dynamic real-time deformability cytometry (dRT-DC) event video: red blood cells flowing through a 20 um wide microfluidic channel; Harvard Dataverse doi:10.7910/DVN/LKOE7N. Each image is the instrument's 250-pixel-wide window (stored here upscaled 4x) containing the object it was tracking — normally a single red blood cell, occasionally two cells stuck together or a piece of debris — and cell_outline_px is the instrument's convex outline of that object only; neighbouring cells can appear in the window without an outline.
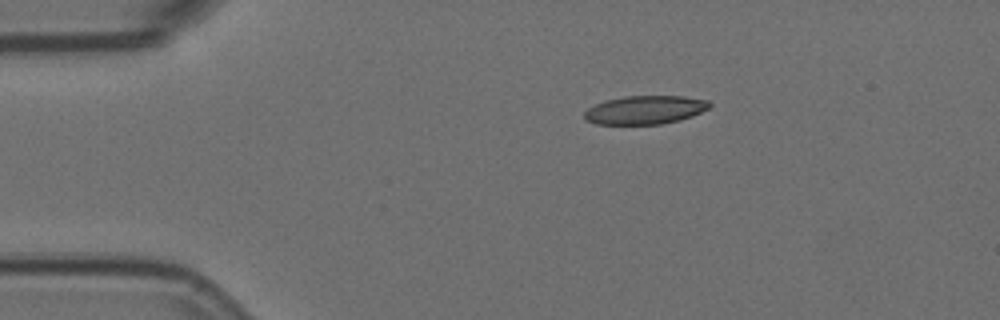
{"species": "Egyptian fruit bat (a non-hibernating species)", "species_latin": "Rousettus aegyptiacus", "temperature_condition": "room temperature", "stored_images_in_passage": 38, "camera_frame_rate_fps": 3000, "um_per_image_px": 0.085, "animal": {"sex": "female"}, "frame": {"image": 1, "passage_image": 1, "time_ms": 0.0, "image_size_px": [1000, 320], "cell_outline_px": [[712, 104], [708, 108], [692, 116], [680, 120], [660, 124], [596, 124], [584, 120], [584, 112], [588, 108], [604, 100], [624, 96], [684, 96], [708, 100]], "centroid_in_image_um": [54.81, 9.34], "position_along_channel_um": 30.2, "area_um2": 20.87}}
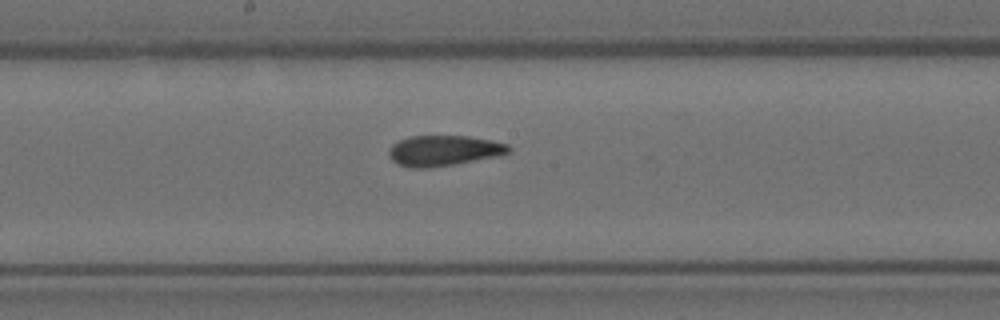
{"frame": {"image": 2, "passage_image": 20, "time_ms": 6.333, "image_size_px": [1000, 320], "cell_outline_px": [[512, 152], [500, 156], [428, 168], [412, 168], [400, 164], [392, 160], [388, 156], [388, 152], [392, 144], [408, 136], [468, 136], [492, 140], [508, 144], [512, 148]], "centroid_in_image_um": [37.76, 12.79], "position_along_channel_um": 210.4, "area_um2": 21.39}}
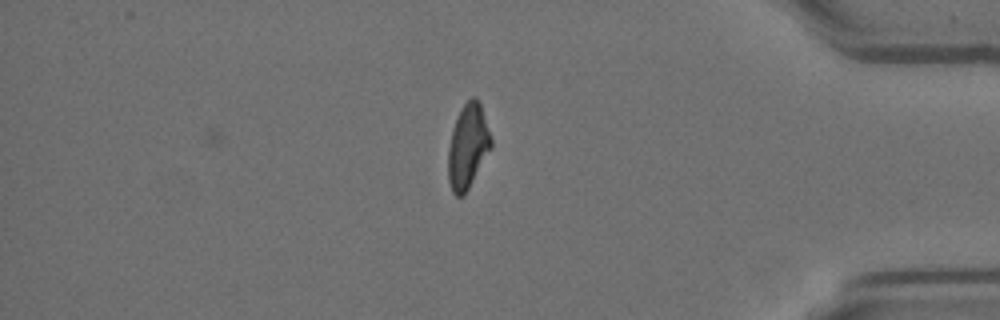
{"frame": {"image": 3, "passage_image": 38, "time_ms": 12.333, "image_size_px": [1000, 320], "cell_outline_px": [[492, 148], [464, 196], [456, 196], [452, 192], [448, 180], [448, 148], [452, 128], [464, 104], [472, 96], [480, 104], [492, 140]], "centroid_in_image_um": [39.76, 12.5], "position_along_channel_um": 395.4, "area_um2": 20.92}, "authors_computed_cell_mechanics": {"area_um2": 21.5305, "velocity_mm_per_s": 3.6222, "shape_relaxation_time_tau1_ms": null, "shape_relaxation_time_tau2_ms": 4.3182, "deformation_change_tau1": null, "deformation_change_tau2": 0.1032}}